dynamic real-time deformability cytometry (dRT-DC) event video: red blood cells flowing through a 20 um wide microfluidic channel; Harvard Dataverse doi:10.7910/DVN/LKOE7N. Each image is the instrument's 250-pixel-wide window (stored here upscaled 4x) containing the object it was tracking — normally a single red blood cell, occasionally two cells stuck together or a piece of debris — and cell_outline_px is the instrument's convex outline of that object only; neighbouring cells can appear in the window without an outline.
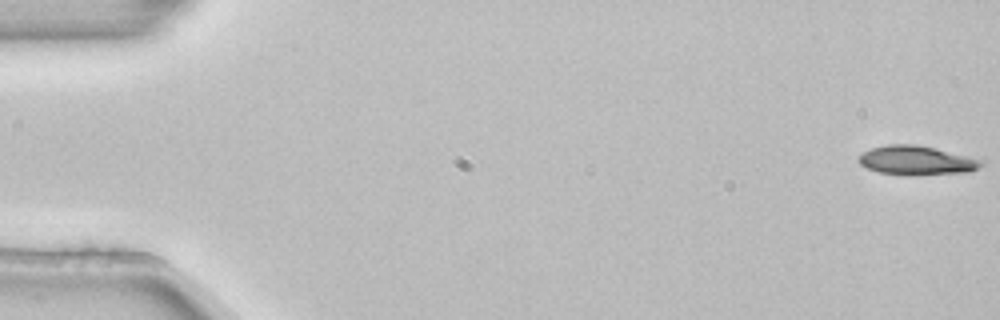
{"species": "common noctule bat (a hibernating species)", "species_latin": "Nyctalus noctula", "temperature_condition": "room temperature", "stored_images_in_passage": 6, "camera_frame_rate_fps": 3000, "um_per_image_px": 0.085, "animal": {"sex": "female", "body_mass_g": 22.7, "forearm_length_mm": 54.2}, "frame": {"image": 1, "passage_image": 1, "time_ms": 0.0, "image_size_px": [1000, 320], "cell_outline_px": [[984, 164], [968, 172], [912, 176], [908, 176], [880, 172], [868, 168], [860, 164], [856, 160], [856, 156], [872, 148], [888, 144], [916, 144], [984, 160]], "centroid_in_image_um": [77.87, 13.64], "position_along_channel_um": 7.1, "area_um2": 20.87}}
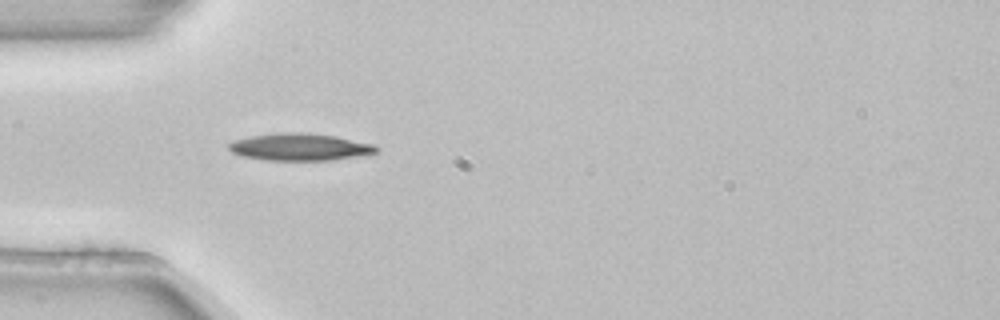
{"frame": {"image": 2, "passage_image": 4, "time_ms": 1.0, "image_size_px": [1000, 320], "cell_outline_px": [[380, 152], [364, 156], [332, 160], [264, 160], [240, 156], [232, 152], [228, 148], [228, 144], [232, 140], [248, 136], [280, 132], [300, 132], [336, 136], [372, 144], [380, 148]], "centroid_in_image_um": [25.49, 12.5], "position_along_channel_um": 59.5, "area_um2": 23.76}}